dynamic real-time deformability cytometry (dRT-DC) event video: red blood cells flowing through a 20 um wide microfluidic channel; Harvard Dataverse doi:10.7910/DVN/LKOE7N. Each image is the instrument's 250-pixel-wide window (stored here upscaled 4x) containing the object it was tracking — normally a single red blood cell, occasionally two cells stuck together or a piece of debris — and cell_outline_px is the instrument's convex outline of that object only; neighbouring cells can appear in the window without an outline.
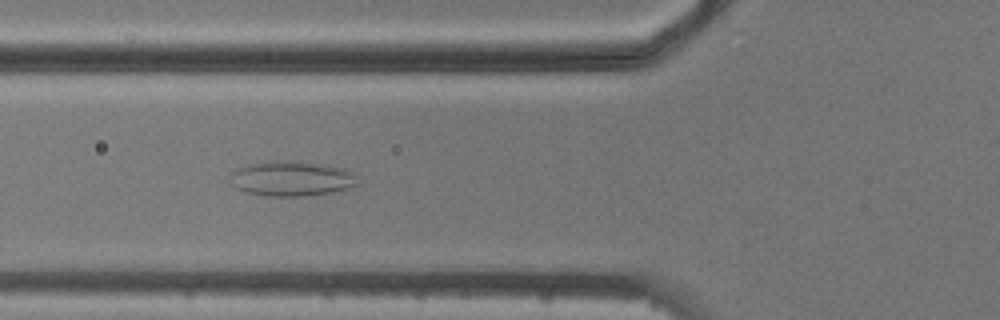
{"species": "common noctule bat (a hibernating species)", "species_latin": "Nyctalus noctula", "temperature_condition": "cold", "stored_images_in_passage": 10, "camera_frame_rate_fps": 3000, "um_per_image_px": 0.085, "animal": {"sex": "male", "body_mass_g": 20.5, "forearm_length_mm": 52.5}, "frame": {"image": 1, "passage_image": 6, "time_ms": 6.333, "image_size_px": [1000, 320], "cell_outline_px": [[356, 184], [352, 188], [332, 192], [304, 196], [264, 196], [248, 192], [236, 188], [232, 184], [232, 172], [240, 168], [252, 164], [280, 160], [292, 160], [328, 164], [348, 168], [356, 172]], "centroid_in_image_um": [24.89, 15.17], "position_along_channel_um": 100.9, "area_um2": 26.18}}
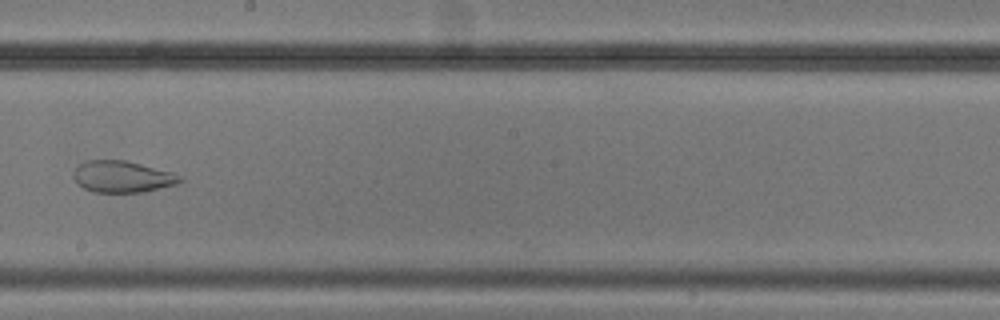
{"frame": {"image": 2, "passage_image": 9, "time_ms": 10.0, "image_size_px": [1000, 320], "cell_outline_px": [[184, 180], [176, 184], [144, 192], [92, 192], [84, 188], [72, 176], [72, 172], [84, 160], [124, 160], [172, 172], [180, 176]], "centroid_in_image_um": [10.38, 15.02], "position_along_channel_um": 237.8, "area_um2": 19.48}}